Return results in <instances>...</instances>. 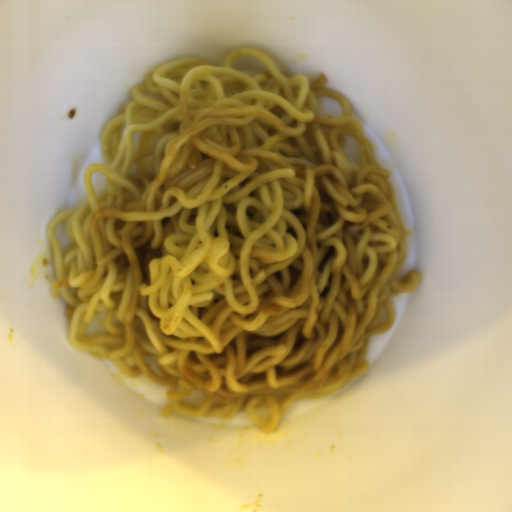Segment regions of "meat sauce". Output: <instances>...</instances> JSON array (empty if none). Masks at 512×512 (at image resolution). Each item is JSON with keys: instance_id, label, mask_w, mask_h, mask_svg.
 <instances>
[{"instance_id": "obj_1", "label": "meat sauce", "mask_w": 512, "mask_h": 512, "mask_svg": "<svg viewBox=\"0 0 512 512\" xmlns=\"http://www.w3.org/2000/svg\"><path fill=\"white\" fill-rule=\"evenodd\" d=\"M152 242L153 240L151 239L147 240L140 248L134 250L139 264L141 281L147 285H150L151 260L163 257V253L161 252L160 247L152 249Z\"/></svg>"}]
</instances>
